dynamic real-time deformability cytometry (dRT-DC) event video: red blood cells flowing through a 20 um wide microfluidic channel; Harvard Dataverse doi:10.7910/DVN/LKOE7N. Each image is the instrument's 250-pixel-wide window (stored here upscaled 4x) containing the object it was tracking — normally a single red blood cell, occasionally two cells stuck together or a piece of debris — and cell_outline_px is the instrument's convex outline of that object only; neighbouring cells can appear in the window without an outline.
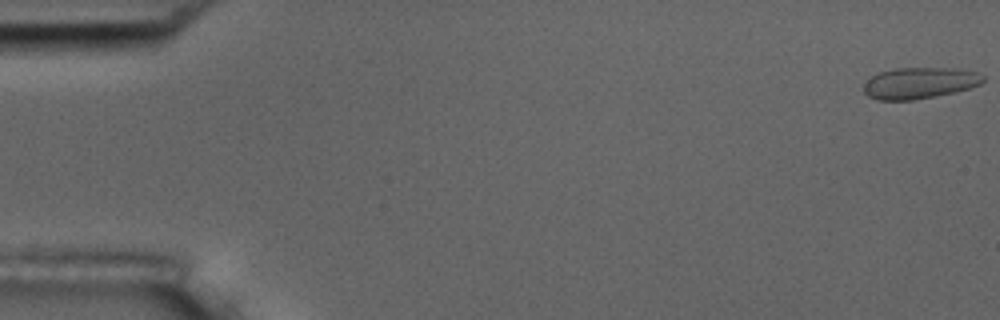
{"species": "common noctule bat (a hibernating species)", "species_latin": "Nyctalus noctula", "temperature_condition": "room temperature", "stored_images_in_passage": 8, "camera_frame_rate_fps": 3000, "um_per_image_px": 0.085, "animal": {"sex": "male", "body_mass_g": 17.5, "forearm_length_mm": 52.3}, "frame": {"image": 1, "passage_image": 1, "time_ms": 0.0, "image_size_px": [1000, 320], "cell_outline_px": [[984, 80], [980, 84], [968, 88], [952, 92], [912, 100], [876, 100], [868, 96], [864, 92], [864, 84], [872, 76], [880, 72], [896, 68], [956, 68], [976, 72], [984, 76]], "centroid_in_image_um": [78.14, 7.05], "position_along_channel_um": 6.9, "area_um2": 21.5}}
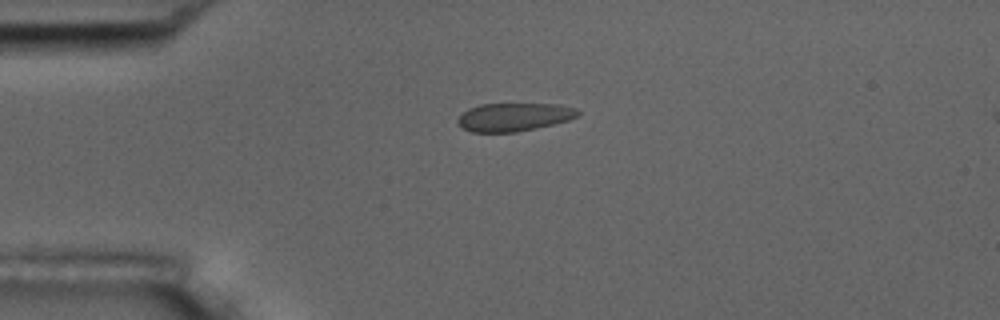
{"frame": {"image": 2, "passage_image": 5, "time_ms": 1.333, "image_size_px": [1000, 320], "cell_outline_px": [[580, 116], [568, 120], [552, 124], [516, 132], [472, 132], [464, 128], [456, 120], [468, 108], [480, 104], [560, 104], [576, 108], [580, 112]], "centroid_in_image_um": [43.72, 9.93], "position_along_channel_um": 41.3, "area_um2": 19.65}}